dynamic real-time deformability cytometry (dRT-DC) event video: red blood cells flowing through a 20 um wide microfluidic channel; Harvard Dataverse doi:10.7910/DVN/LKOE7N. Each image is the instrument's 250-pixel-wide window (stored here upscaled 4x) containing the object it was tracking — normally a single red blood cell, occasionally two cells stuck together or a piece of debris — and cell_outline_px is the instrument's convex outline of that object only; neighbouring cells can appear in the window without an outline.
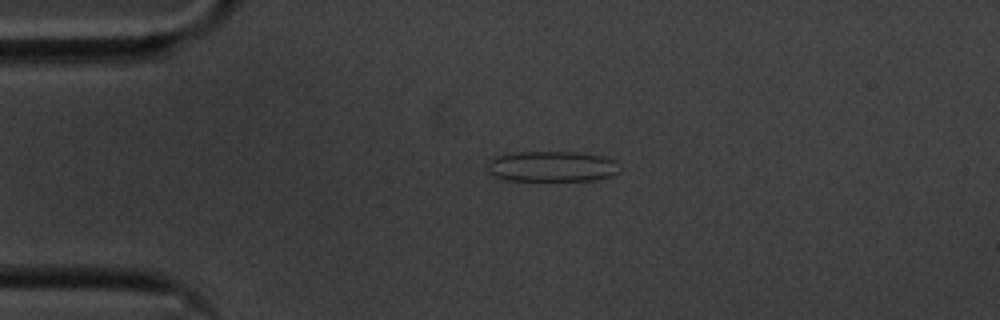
{"species": "common noctule bat (a hibernating species)", "species_latin": "Nyctalus noctula", "temperature_condition": "cold", "stored_images_in_passage": 44, "camera_frame_rate_fps": 3000, "um_per_image_px": 0.085, "animal": {"sex": "male", "body_mass_g": 20.1, "forearm_length_mm": 53.5}, "frame": {"image": 1, "passage_image": 1, "time_ms": 0.0, "image_size_px": [1000, 320], "cell_outline_px": [[620, 172], [612, 176], [596, 180], [504, 180], [488, 172], [488, 160], [492, 156], [520, 152], [576, 152], [600, 156], [612, 160]], "centroid_in_image_um": [46.86, 14.15], "position_along_channel_um": 38.1, "area_um2": 23.41}}
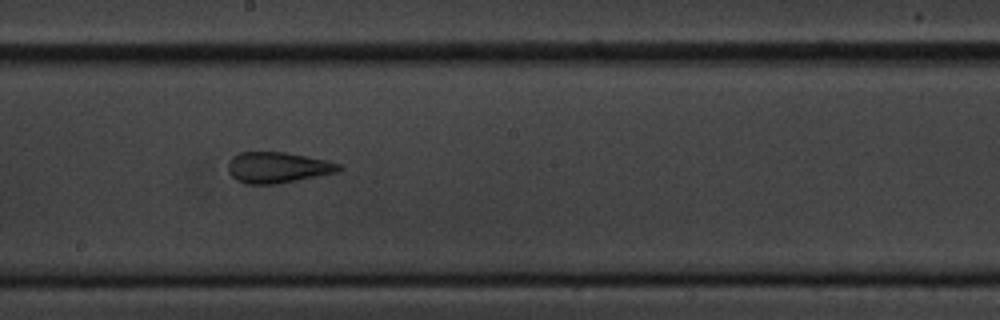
{"frame": {"image": 2, "passage_image": 19, "time_ms": 6.0, "image_size_px": [1000, 320], "cell_outline_px": [[344, 168], [336, 172], [276, 184], [244, 184], [236, 180], [228, 172], [228, 160], [232, 156], [240, 152], [284, 152], [328, 160], [340, 164]], "centroid_in_image_um": [23.57, 14.23], "position_along_channel_um": 224.6, "area_um2": 20.0}}
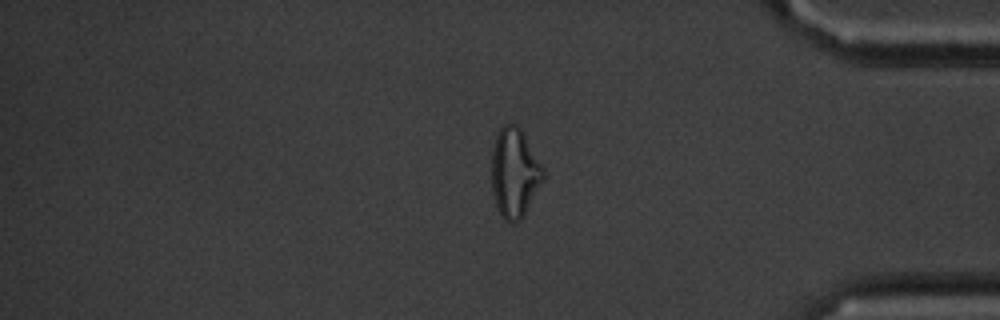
{"frame": {"image": 3, "passage_image": 35, "time_ms": 11.333, "image_size_px": [1000, 320], "cell_outline_px": [[544, 180], [524, 216], [516, 224], [512, 224], [504, 220], [500, 216], [492, 192], [492, 148], [496, 136], [500, 128], [504, 124], [516, 124], [520, 128], [544, 168]], "centroid_in_image_um": [43.74, 14.74], "position_along_channel_um": 391.5, "area_um2": 27.11}, "authors_computed_cell_mechanics": {"area_um2": 20.3167, "velocity_mm_per_s": 3.5704, "shape_relaxation_time_tau1_ms": null, "shape_relaxation_time_tau2_ms": 1.4332, "deformation_change_tau1": null, "deformation_change_tau2": 0.1087}}